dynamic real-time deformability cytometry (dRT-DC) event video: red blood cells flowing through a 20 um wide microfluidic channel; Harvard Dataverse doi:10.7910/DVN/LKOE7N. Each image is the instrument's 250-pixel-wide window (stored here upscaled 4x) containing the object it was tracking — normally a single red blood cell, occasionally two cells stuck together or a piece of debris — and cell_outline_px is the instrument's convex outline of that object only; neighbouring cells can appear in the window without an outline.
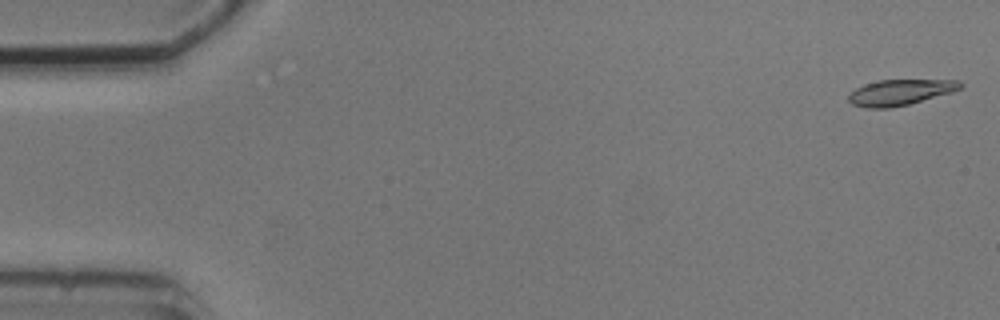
{"species": "common noctule bat (a hibernating species)", "species_latin": "Nyctalus noctula", "temperature_condition": "cold", "stored_images_in_passage": 4, "camera_frame_rate_fps": 3000, "um_per_image_px": 0.085, "animal": {"sex": "male", "body_mass_g": 20.5, "forearm_length_mm": 52.5}, "frame": {"image": 1, "passage_image": 1, "time_ms": 0.0, "image_size_px": [1000, 320], "cell_outline_px": [[964, 84], [960, 88], [952, 92], [908, 104], [892, 108], [864, 108], [852, 104], [848, 100], [848, 96], [856, 88], [864, 84], [880, 80], [960, 80]], "centroid_in_image_um": [76.5, 7.85], "position_along_channel_um": 8.5, "area_um2": 16.7}}